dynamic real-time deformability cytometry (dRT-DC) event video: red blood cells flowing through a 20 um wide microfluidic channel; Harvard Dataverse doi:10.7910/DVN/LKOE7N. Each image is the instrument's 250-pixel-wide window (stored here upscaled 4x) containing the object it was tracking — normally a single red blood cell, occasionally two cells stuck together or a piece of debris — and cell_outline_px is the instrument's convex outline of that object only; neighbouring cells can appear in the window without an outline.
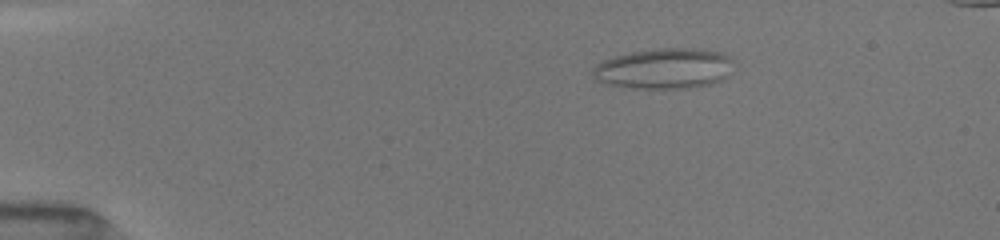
{"species": "common noctule bat (a hibernating species)", "species_latin": "Nyctalus noctula", "temperature_condition": "room temperature", "stored_images_in_passage": 19, "camera_frame_rate_fps": 3000, "um_per_image_px": 0.085, "animal": {"sex": "female", "body_mass_g": 19.5, "forearm_length_mm": 54.1}, "frame": {"image": 1, "passage_image": 8, "time_ms": 2.667, "image_size_px": [1000, 240], "cell_outline_px": [[732, 60], [728, 76], [724, 80], [708, 84], [688, 88], [636, 88], [608, 84], [596, 80], [592, 72], [592, 68], [596, 64], [604, 60], [616, 56], [632, 52], [656, 48], [700, 48], [720, 52], [728, 56]], "centroid_in_image_um": [56.46, 5.82], "position_along_channel_um": 28.5, "area_um2": 33.18}}
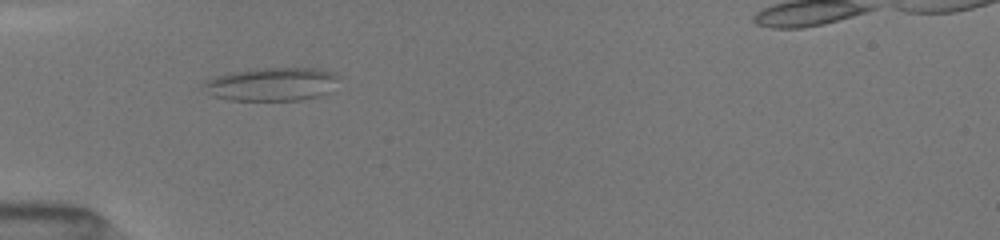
{"frame": {"image": 2, "passage_image": 17, "time_ms": 5.333, "image_size_px": [1000, 240], "cell_outline_px": [[340, 76], [332, 92], [320, 96], [300, 100], [228, 100], [212, 96], [204, 84], [204, 80], [228, 72], [252, 68], [320, 68], [332, 72]], "centroid_in_image_um": [23.15, 7.14], "position_along_channel_um": 61.8, "area_um2": 26.65}}
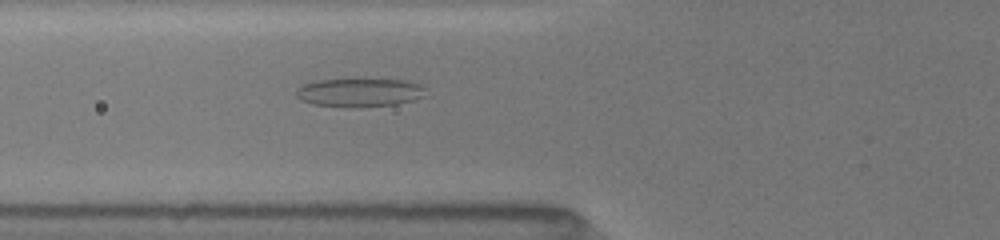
{"frame": {"image": 3, "passage_image": 19, "time_ms": 6.333, "image_size_px": [1000, 240], "cell_outline_px": [[424, 96], [412, 100], [396, 104], [360, 108], [348, 108], [312, 104], [300, 100], [296, 96], [296, 88], [304, 84], [316, 80], [404, 80], [420, 84], [424, 88]], "centroid_in_image_um": [30.51, 7.89], "position_along_channel_um": 95.3, "area_um2": 21.56}}